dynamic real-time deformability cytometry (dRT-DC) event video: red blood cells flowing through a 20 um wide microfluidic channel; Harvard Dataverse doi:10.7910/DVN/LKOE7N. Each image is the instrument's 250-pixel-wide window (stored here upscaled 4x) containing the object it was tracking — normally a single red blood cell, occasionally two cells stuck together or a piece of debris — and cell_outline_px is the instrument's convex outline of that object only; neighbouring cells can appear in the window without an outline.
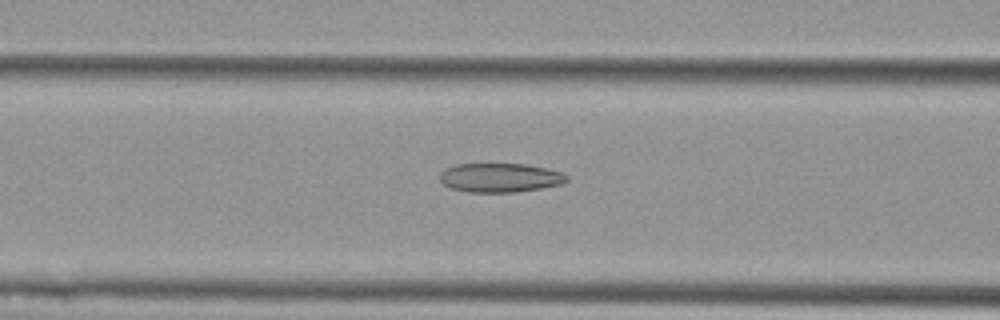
{"species": "Egyptian fruit bat (a non-hibernating species)", "species_latin": "Rousettus aegyptiacus", "temperature_condition": "cold", "stored_images_in_passage": 55, "camera_frame_rate_fps": 3000, "um_per_image_px": 0.085, "animal": {"sex": "female"}, "frame": {"image": 1, "passage_image": 22, "time_ms": 7.0, "image_size_px": [1000, 320], "cell_outline_px": [[568, 180], [560, 184], [540, 188], [516, 192], [468, 192], [452, 188], [444, 184], [440, 180], [440, 172], [456, 164], [528, 164], [548, 168], [564, 172], [568, 176]], "centroid_in_image_um": [42.54, 15.09], "position_along_channel_um": 124.1, "area_um2": 21.5}}
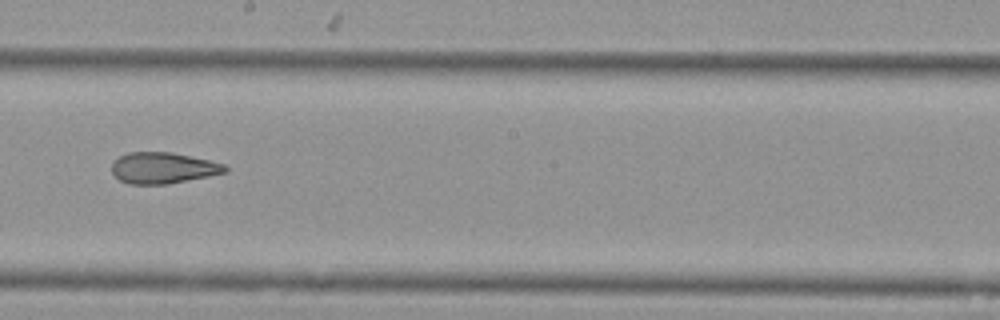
{"frame": {"image": 2, "passage_image": 31, "time_ms": 10.0, "image_size_px": [1000, 320], "cell_outline_px": [[228, 172], [168, 184], [128, 184], [120, 180], [112, 172], [112, 160], [128, 152], [172, 152], [208, 160], [224, 164], [228, 168]], "centroid_in_image_um": [13.84, 14.27], "position_along_channel_um": 234.4, "area_um2": 20.58}}
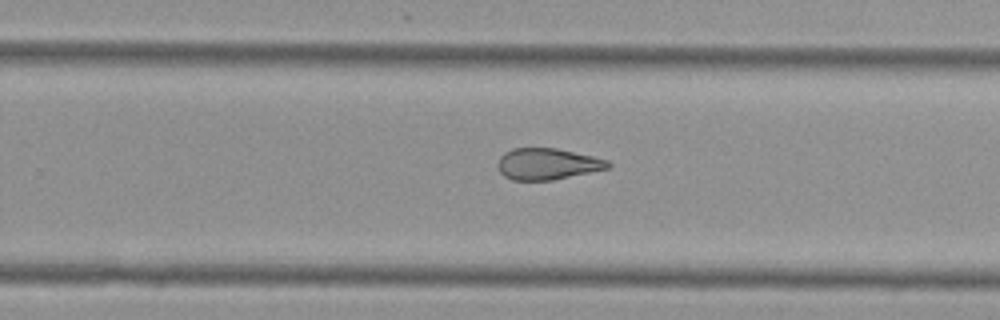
{"frame": {"image": 3, "passage_image": 35, "time_ms": 11.333, "image_size_px": [1000, 320], "cell_outline_px": [[612, 164], [608, 168], [552, 180], [512, 180], [504, 176], [500, 172], [496, 164], [500, 156], [504, 152], [512, 148], [556, 148], [592, 156], [608, 160]], "centroid_in_image_um": [46.48, 13.93], "position_along_channel_um": 283.3, "area_um2": 20.11}, "authors_computed_cell_mechanics": {"area_um2": 24.565, "velocity_mm_per_s": 3.6835, "shape_relaxation_time_tau1_ms": null, "shape_relaxation_time_tau2_ms": 2.767, "deformation_change_tau1": null, "deformation_change_tau2": 0.1124}}